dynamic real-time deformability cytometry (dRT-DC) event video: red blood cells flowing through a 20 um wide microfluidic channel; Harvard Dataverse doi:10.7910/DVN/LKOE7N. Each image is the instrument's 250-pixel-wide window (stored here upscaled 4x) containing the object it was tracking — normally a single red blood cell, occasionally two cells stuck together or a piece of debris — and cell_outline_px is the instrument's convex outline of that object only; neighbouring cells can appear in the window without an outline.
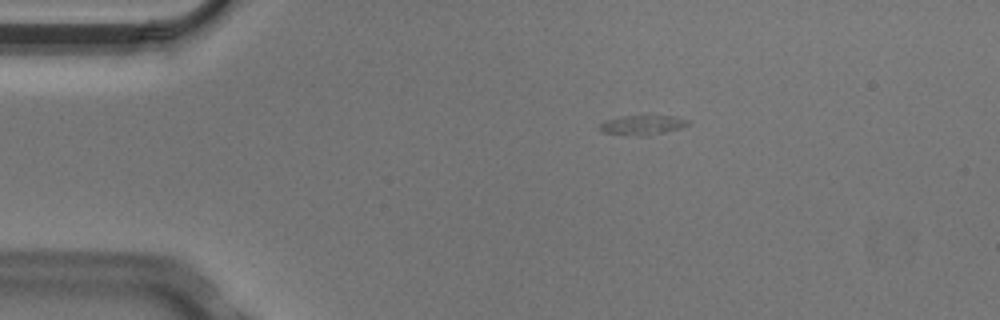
{"species": "Egyptian fruit bat (a non-hibernating species)", "species_latin": "Rousettus aegyptiacus", "temperature_condition": "cold", "stored_images_in_passage": 6, "camera_frame_rate_fps": 3000, "um_per_image_px": 0.085, "animal": {"sex": "male"}, "frame": {"image": 1, "passage_image": 1, "time_ms": 0.0, "image_size_px": [1000, 320], "cell_outline_px": [[692, 124], [680, 128], [664, 132], [644, 136], [624, 136], [604, 132], [596, 128], [604, 120], [624, 116], [676, 116], [688, 120]], "centroid_in_image_um": [54.57, 10.64], "position_along_channel_um": 30.4, "area_um2": 10.29}}